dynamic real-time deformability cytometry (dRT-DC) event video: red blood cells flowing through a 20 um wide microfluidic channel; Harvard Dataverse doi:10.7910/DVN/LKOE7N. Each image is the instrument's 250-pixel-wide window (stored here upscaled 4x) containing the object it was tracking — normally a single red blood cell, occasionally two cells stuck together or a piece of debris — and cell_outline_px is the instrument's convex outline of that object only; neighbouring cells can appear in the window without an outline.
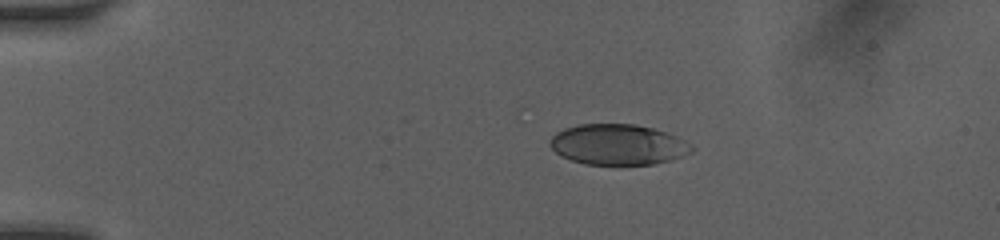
{"species": "human", "species_latin": "Homo sapiens", "temperature_condition": "room temperature", "stored_images_in_passage": 24, "camera_frame_rate_fps": 3000, "um_per_image_px": 0.085, "donor": {"sex": "female"}, "frame": {"image": 1, "passage_image": 5, "time_ms": 2.667, "image_size_px": [1000, 240], "cell_outline_px": [[696, 148], [692, 152], [672, 160], [652, 164], [584, 164], [560, 156], [548, 144], [548, 140], [556, 132], [564, 128], [576, 124], [636, 124], [652, 128], [676, 136], [692, 144]], "centroid_in_image_um": [52.52, 12.28], "position_along_channel_um": 32.5, "area_um2": 33.7}}
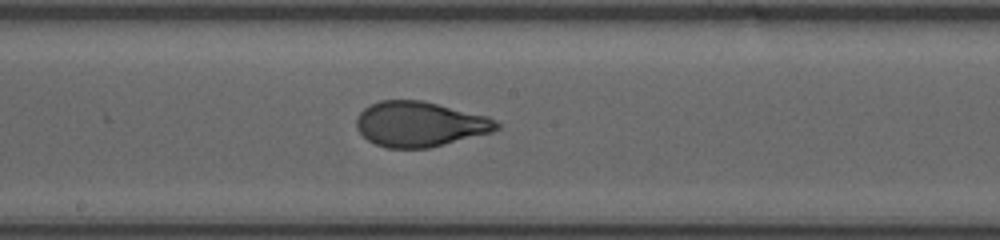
{"frame": {"image": 2, "passage_image": 13, "time_ms": 8.667, "image_size_px": [1000, 240], "cell_outline_px": [[500, 128], [492, 132], [428, 148], [388, 148], [376, 144], [368, 140], [356, 128], [356, 120], [360, 112], [364, 108], [380, 100], [424, 100], [488, 116], [496, 120], [500, 124]], "centroid_in_image_um": [35.7, 10.54], "position_along_channel_um": 212.5, "area_um2": 36.88}}
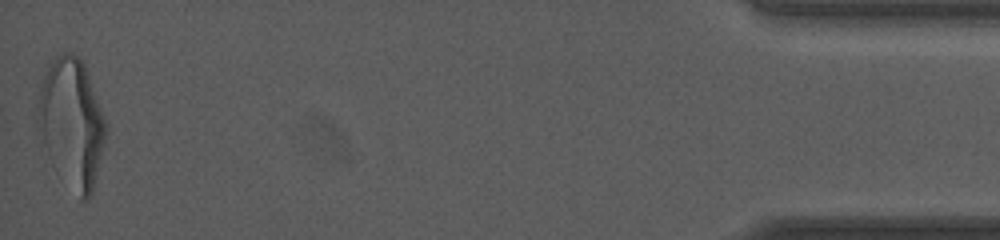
{"frame": {"image": 3, "passage_image": 24, "time_ms": 16.0, "image_size_px": [1000, 240], "cell_outline_px": [[108, 128], [92, 192], [84, 200], [80, 200], [44, 140], [36, 120], [36, 108], [40, 88], [44, 76], [52, 60], [56, 56], [64, 52], [68, 52], [80, 56], [84, 64], [104, 116]], "centroid_in_image_um": [6.13, 10.31], "position_along_channel_um": 429.1, "area_um2": 48.96}, "authors_computed_cell_mechanics": {"area_um2": 36.7608, "velocity_mm_per_s": 4.0954, "shape_relaxation_time_tau1_ms": 3.7561, "shape_relaxation_time_tau2_ms": 0.5916, "deformation_change_tau1": 0.1704, "deformation_change_tau2": 0.0577}}